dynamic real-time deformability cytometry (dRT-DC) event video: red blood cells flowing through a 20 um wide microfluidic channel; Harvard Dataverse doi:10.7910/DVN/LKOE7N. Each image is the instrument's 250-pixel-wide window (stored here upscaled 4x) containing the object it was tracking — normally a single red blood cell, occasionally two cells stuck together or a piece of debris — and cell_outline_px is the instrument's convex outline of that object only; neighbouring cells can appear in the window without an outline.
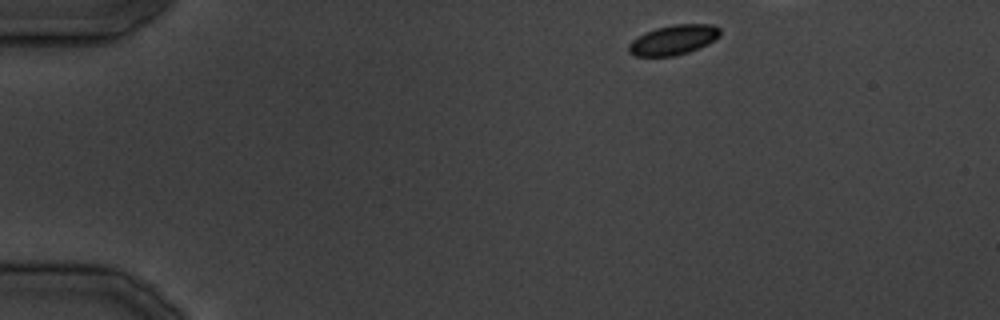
{"species": "common noctule bat (a hibernating species)", "species_latin": "Nyctalus noctula", "temperature_condition": "cold", "stored_images_in_passage": 9, "camera_frame_rate_fps": 3000, "um_per_image_px": 0.085, "animal": {"sex": "male", "body_mass_g": 19.5, "forearm_length_mm": 54.6}, "frame": {"image": 1, "passage_image": 1, "time_ms": 0.0, "image_size_px": [1000, 320], "cell_outline_px": [[720, 36], [708, 44], [700, 48], [676, 56], [632, 56], [628, 52], [628, 44], [632, 40], [644, 32], [656, 28], [672, 24], [712, 24], [720, 28]], "centroid_in_image_um": [57.23, 3.39], "position_along_channel_um": 27.8, "area_um2": 16.13}}
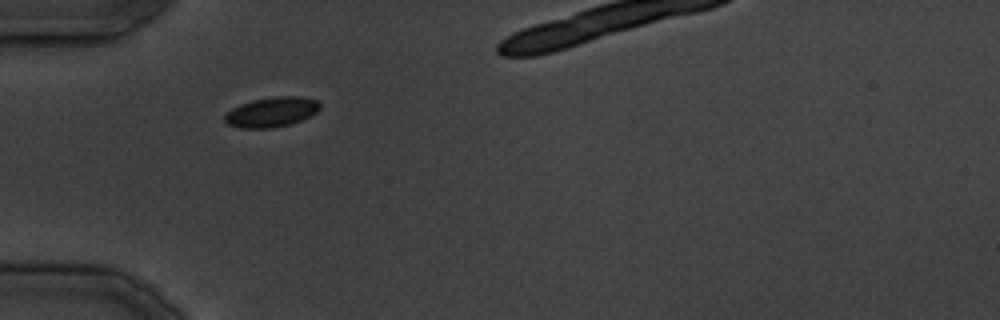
{"frame": {"image": 2, "passage_image": 7, "time_ms": 7.0, "image_size_px": [1000, 320], "cell_outline_px": [[320, 108], [312, 116], [292, 124], [272, 128], [240, 128], [228, 124], [224, 120], [224, 116], [232, 108], [240, 104], [252, 100], [276, 96], [296, 96], [316, 100], [320, 104]], "centroid_in_image_um": [23.09, 9.53], "position_along_channel_um": 61.9, "area_um2": 16.65}}